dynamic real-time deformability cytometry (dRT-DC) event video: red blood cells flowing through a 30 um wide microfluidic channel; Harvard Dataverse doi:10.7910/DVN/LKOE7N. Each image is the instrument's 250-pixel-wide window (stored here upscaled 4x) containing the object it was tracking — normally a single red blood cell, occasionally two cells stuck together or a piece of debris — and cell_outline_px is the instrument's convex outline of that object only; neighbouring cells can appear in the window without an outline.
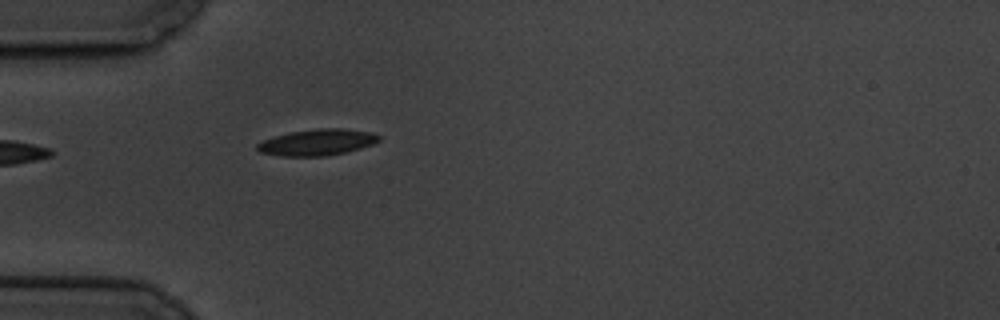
{"species": "common noctule bat (a hibernating species)", "species_latin": "Nyctalus noctula", "temperature_condition": "cold", "stored_images_in_passage": 2, "camera_frame_rate_fps": 3000, "um_per_image_px": 0.085, "animal": {"sex": "male", "body_mass_g": 19.5, "forearm_length_mm": 54.6}, "frame": {"image": 1, "passage_image": 2, "time_ms": 2.0, "image_size_px": [1000, 320], "cell_outline_px": [[380, 140], [372, 144], [360, 148], [344, 152], [324, 156], [280, 156], [260, 152], [256, 148], [256, 144], [264, 140], [276, 136], [292, 132], [316, 128], [344, 128], [372, 132], [380, 136]], "centroid_in_image_um": [26.97, 12.09], "position_along_channel_um": 58.0, "area_um2": 18.5}}